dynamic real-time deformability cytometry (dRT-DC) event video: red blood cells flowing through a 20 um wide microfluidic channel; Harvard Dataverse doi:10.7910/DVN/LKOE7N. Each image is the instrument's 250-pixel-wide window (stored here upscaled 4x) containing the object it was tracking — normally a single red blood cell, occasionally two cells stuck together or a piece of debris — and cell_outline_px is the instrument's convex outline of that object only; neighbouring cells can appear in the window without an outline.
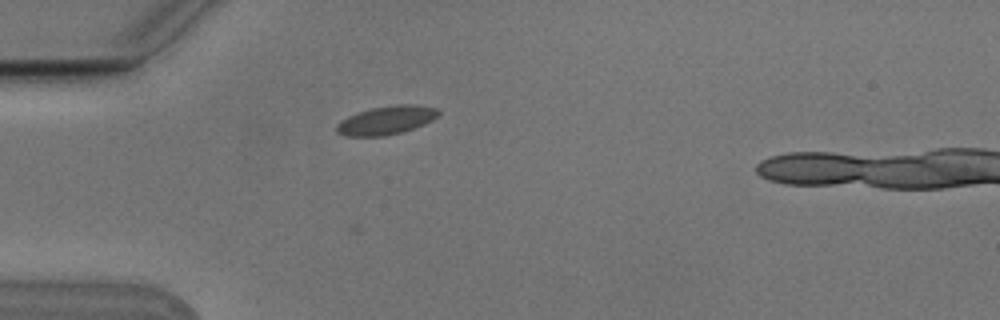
{"species": "Egyptian fruit bat (a non-hibernating species)", "species_latin": "Rousettus aegyptiacus", "temperature_condition": "cold", "stored_images_in_passage": 2, "camera_frame_rate_fps": 3000, "um_per_image_px": 0.085, "animal": {"sex": "male"}, "frame": {"image": 1, "passage_image": 2, "time_ms": 0.333, "image_size_px": [1000, 320], "cell_outline_px": [[440, 112], [432, 120], [424, 124], [400, 132], [384, 136], [344, 136], [336, 132], [336, 124], [340, 120], [348, 116], [372, 108], [396, 104], [416, 104], [436, 108]], "centroid_in_image_um": [32.8, 10.22], "position_along_channel_um": 52.2, "area_um2": 16.82}}